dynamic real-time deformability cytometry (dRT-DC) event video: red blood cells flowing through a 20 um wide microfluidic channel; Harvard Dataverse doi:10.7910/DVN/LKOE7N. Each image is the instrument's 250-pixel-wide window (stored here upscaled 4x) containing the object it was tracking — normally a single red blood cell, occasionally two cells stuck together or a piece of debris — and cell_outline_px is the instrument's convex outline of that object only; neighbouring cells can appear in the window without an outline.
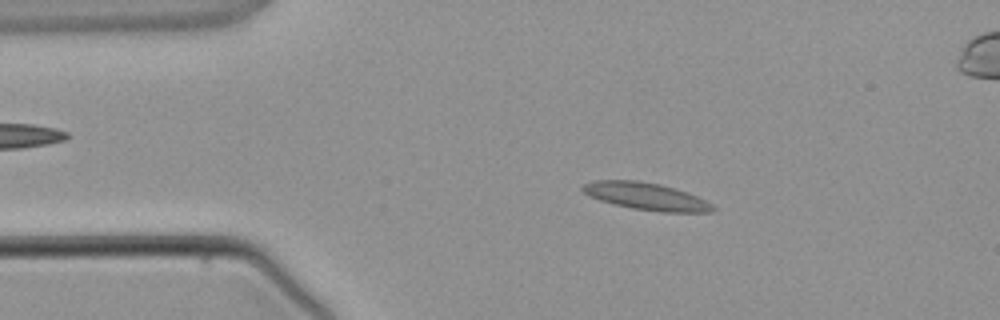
{"species": "common noctule bat (a hibernating species)", "species_latin": "Nyctalus noctula", "temperature_condition": "warm", "stored_images_in_passage": 3, "camera_frame_rate_fps": 3000, "um_per_image_px": 0.085, "animal": {"sex": "male", "body_mass_g": 21.5, "forearm_length_mm": 52.0}, "frame": {"image": 1, "passage_image": 1, "time_ms": 0.0, "image_size_px": [1000, 320], "cell_outline_px": [[716, 208], [712, 212], [660, 212], [632, 208], [600, 200], [588, 196], [580, 188], [584, 184], [592, 180], [640, 180], [660, 184], [688, 192], [712, 204]], "centroid_in_image_um": [54.91, 16.68], "position_along_channel_um": 30.1, "area_um2": 20.69}}